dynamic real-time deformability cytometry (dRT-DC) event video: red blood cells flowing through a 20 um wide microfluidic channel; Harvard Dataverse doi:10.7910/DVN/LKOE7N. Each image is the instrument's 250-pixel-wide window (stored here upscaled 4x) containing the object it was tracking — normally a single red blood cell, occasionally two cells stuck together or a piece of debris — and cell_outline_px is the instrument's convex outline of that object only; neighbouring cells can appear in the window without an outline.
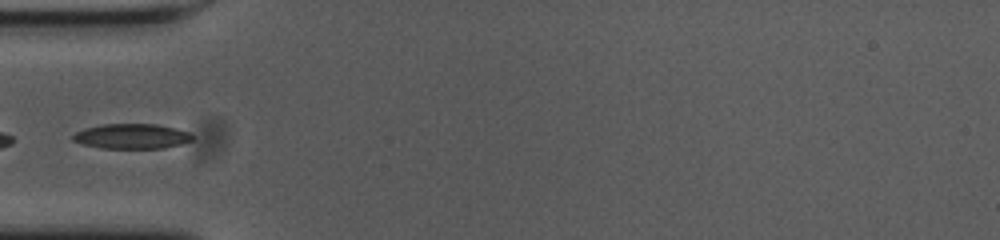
{"species": "common noctule bat (a hibernating species)", "species_latin": "Nyctalus noctula", "temperature_condition": "cold", "stored_images_in_passage": 29, "camera_frame_rate_fps": 3000, "um_per_image_px": 0.085, "animal": {"sex": "female", "body_mass_g": 23.0, "forearm_length_mm": 53.4}, "frame": {"image": 1, "passage_image": 1, "time_ms": 0.0, "image_size_px": [1000, 240], "cell_outline_px": [[192, 140], [184, 144], [164, 148], [104, 148], [84, 144], [72, 140], [72, 136], [76, 132], [84, 128], [104, 124], [156, 124], [176, 128], [192, 132]], "centroid_in_image_um": [11.25, 11.58], "position_along_channel_um": 73.7, "area_um2": 17.46}}
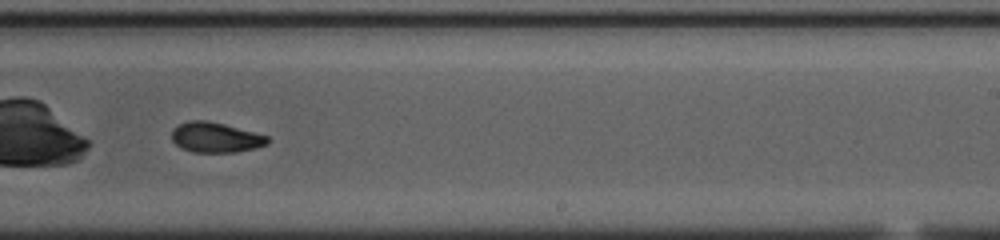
{"frame": {"image": 2, "passage_image": 17, "time_ms": 5.333, "image_size_px": [1000, 240], "cell_outline_px": [[268, 144], [256, 148], [236, 152], [192, 152], [180, 148], [172, 140], [172, 128], [188, 120], [208, 120], [224, 124], [268, 136]], "centroid_in_image_um": [18.3, 11.68], "position_along_channel_um": 270.7, "area_um2": 16.88}}